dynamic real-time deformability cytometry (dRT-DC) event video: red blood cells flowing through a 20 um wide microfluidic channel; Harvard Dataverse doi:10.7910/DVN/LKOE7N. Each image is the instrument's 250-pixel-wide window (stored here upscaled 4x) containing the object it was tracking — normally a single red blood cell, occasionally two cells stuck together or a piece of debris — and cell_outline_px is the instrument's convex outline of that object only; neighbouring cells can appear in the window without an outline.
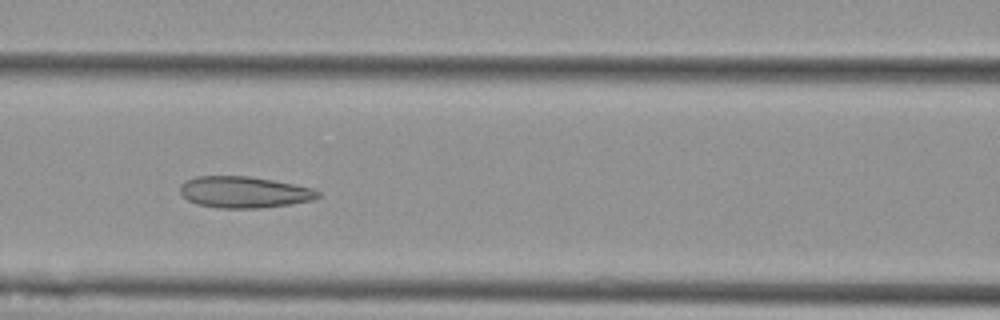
{"species": "Egyptian fruit bat (a non-hibernating species)", "species_latin": "Rousettus aegyptiacus", "temperature_condition": "cold", "stored_images_in_passage": 8, "camera_frame_rate_fps": 3000, "um_per_image_px": 0.085, "animal": {"sex": "female"}, "frame": {"image": 1, "passage_image": 5, "time_ms": 4.667, "image_size_px": [1000, 320], "cell_outline_px": [[320, 196], [312, 200], [288, 204], [256, 208], [220, 208], [196, 204], [188, 200], [180, 192], [180, 184], [196, 176], [248, 176], [272, 180], [312, 188], [320, 192]], "centroid_in_image_um": [20.72, 16.33], "position_along_channel_um": 145.9, "area_um2": 24.97}}
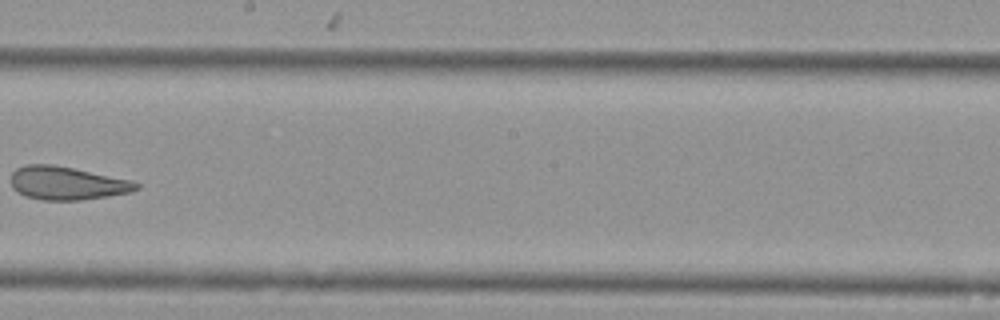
{"frame": {"image": 2, "passage_image": 7, "time_ms": 7.333, "image_size_px": [1000, 320], "cell_outline_px": [[140, 188], [128, 192], [108, 196], [80, 200], [40, 200], [24, 196], [16, 192], [12, 188], [12, 172], [16, 168], [28, 164], [52, 164], [132, 180], [140, 184]], "centroid_in_image_um": [5.67, 15.57], "position_along_channel_um": 242.5, "area_um2": 24.28}}
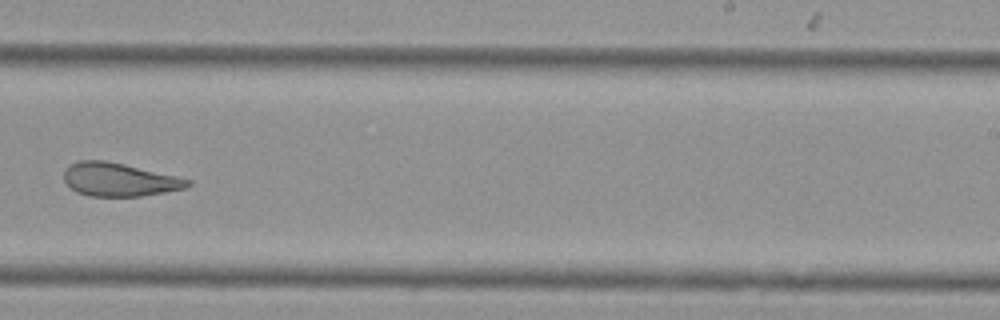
{"frame": {"image": 3, "passage_image": 8, "time_ms": 8.333, "image_size_px": [1000, 320], "cell_outline_px": [[192, 184], [188, 188], [140, 196], [88, 196], [76, 192], [64, 180], [64, 168], [80, 160], [104, 160], [124, 164], [176, 176], [192, 180]], "centroid_in_image_um": [10.14, 15.27], "position_along_channel_um": 278.9, "area_um2": 23.99}}